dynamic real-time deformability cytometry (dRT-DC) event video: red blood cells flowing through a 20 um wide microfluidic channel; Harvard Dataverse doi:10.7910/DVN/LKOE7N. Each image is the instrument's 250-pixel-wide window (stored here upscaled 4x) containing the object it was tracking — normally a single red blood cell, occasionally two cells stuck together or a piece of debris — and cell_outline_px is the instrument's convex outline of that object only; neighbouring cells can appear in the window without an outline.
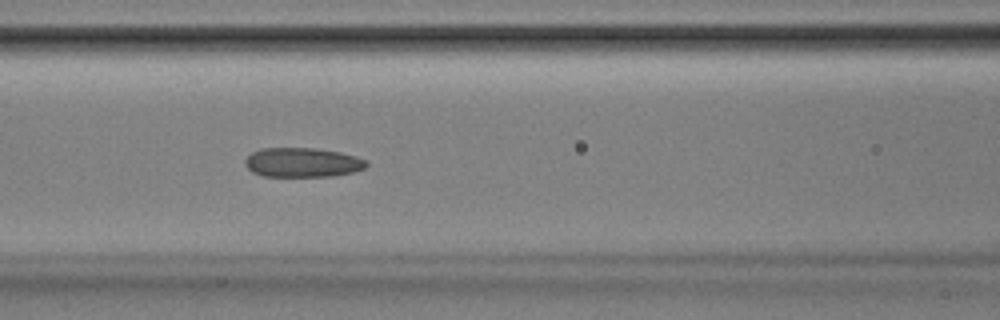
{"species": "Egyptian fruit bat (a non-hibernating species)", "species_latin": "Rousettus aegyptiacus", "temperature_condition": "room temperature", "stored_images_in_passage": 52, "camera_frame_rate_fps": 3000, "um_per_image_px": 0.085, "animal": {"sex": "male"}, "frame": {"image": 1, "passage_image": 22, "time_ms": 7.0, "image_size_px": [1000, 320], "cell_outline_px": [[368, 164], [364, 168], [352, 172], [332, 176], [264, 176], [252, 172], [244, 164], [244, 160], [252, 152], [260, 148], [316, 148], [340, 152], [356, 156], [368, 160]], "centroid_in_image_um": [25.7, 13.8], "position_along_channel_um": 140.9, "area_um2": 20.87}}
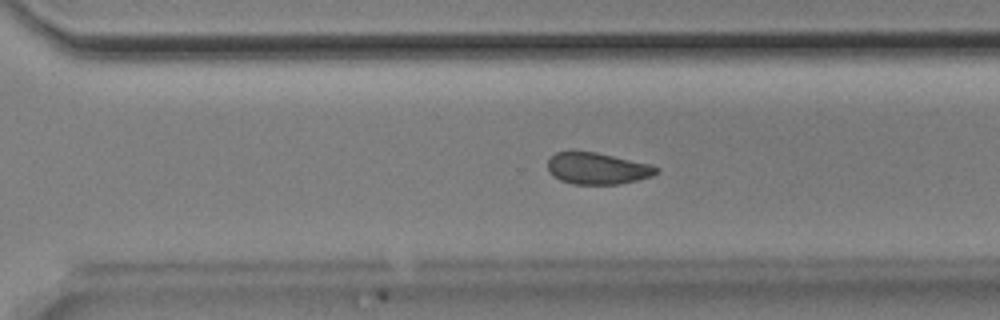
{"frame": {"image": 2, "passage_image": 36, "time_ms": 11.667, "image_size_px": [1000, 320], "cell_outline_px": [[660, 172], [652, 176], [620, 184], [572, 184], [560, 180], [552, 176], [548, 172], [548, 156], [556, 152], [596, 152], [652, 164], [660, 168]], "centroid_in_image_um": [50.78, 14.32], "position_along_channel_um": 319.8, "area_um2": 20.23}}
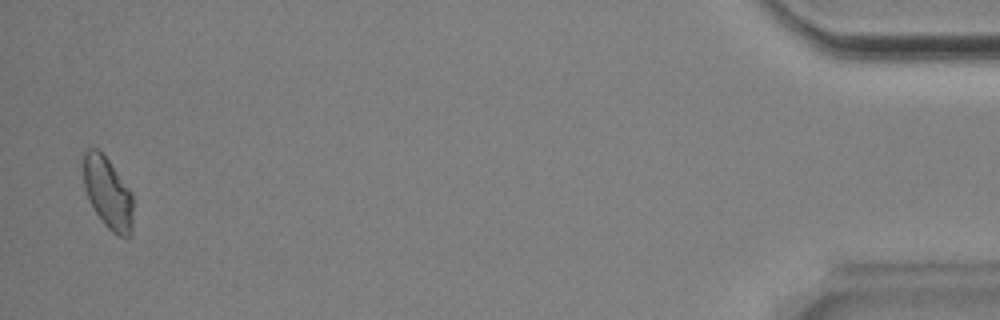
{"frame": {"image": 3, "passage_image": 51, "time_ms": 16.667, "image_size_px": [1000, 320], "cell_outline_px": [[132, 236], [116, 236], [104, 224], [96, 212], [88, 196], [84, 184], [80, 156], [88, 148], [96, 148], [108, 160], [132, 192]], "centroid_in_image_um": [9.14, 16.37], "position_along_channel_um": 426.1, "area_um2": 20.81}, "authors_computed_cell_mechanics": {"area_um2": 20.9525, "velocity_mm_per_s": 3.8467, "shape_relaxation_time_tau1_ms": null, "shape_relaxation_time_tau2_ms": 2.8848, "deformation_change_tau1": null, "deformation_change_tau2": 0.07}}